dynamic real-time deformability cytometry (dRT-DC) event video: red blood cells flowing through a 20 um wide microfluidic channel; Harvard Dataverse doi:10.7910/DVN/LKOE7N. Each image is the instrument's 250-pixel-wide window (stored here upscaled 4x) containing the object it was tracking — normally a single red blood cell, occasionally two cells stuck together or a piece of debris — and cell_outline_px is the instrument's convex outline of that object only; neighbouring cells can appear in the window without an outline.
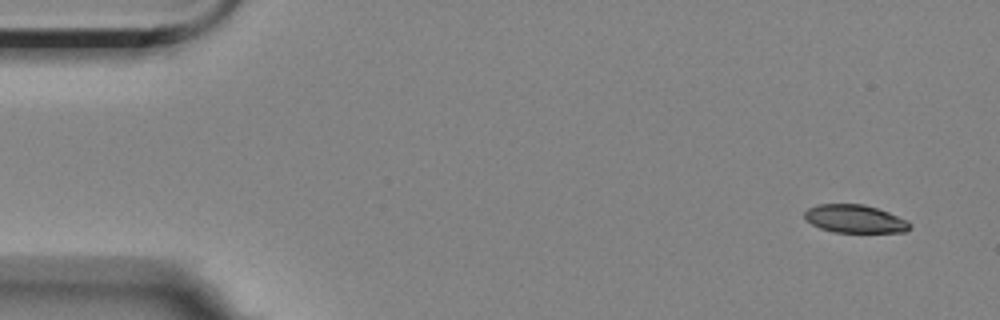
{"species": "Egyptian fruit bat (a non-hibernating species)", "species_latin": "Rousettus aegyptiacus", "temperature_condition": "room temperature", "stored_images_in_passage": 4, "camera_frame_rate_fps": 3000, "um_per_image_px": 0.085, "animal": {"sex": "female"}, "frame": {"image": 1, "passage_image": 1, "time_ms": 0.0, "image_size_px": [1000, 320], "cell_outline_px": [[912, 228], [904, 232], [832, 232], [820, 228], [804, 220], [804, 212], [808, 208], [816, 204], [864, 204], [888, 212], [908, 220], [912, 224]], "centroid_in_image_um": [72.66, 18.6], "position_along_channel_um": 12.3, "area_um2": 17.4}}
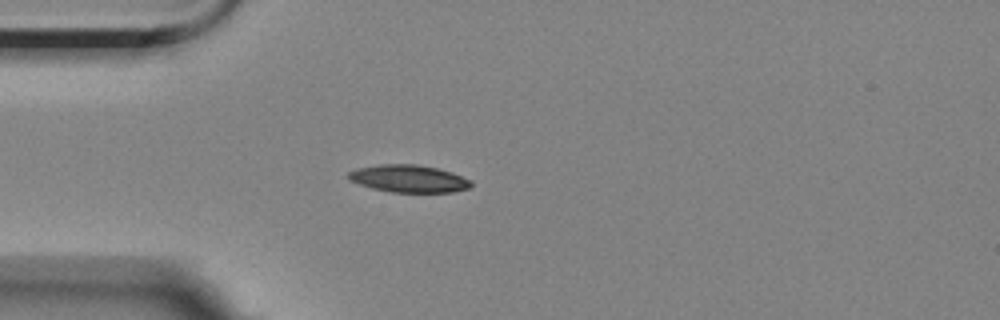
{"frame": {"image": 2, "passage_image": 4, "time_ms": 4.0, "image_size_px": [1000, 320], "cell_outline_px": [[472, 184], [468, 188], [452, 192], [392, 192], [372, 188], [360, 184], [352, 180], [348, 176], [348, 172], [356, 168], [380, 164], [416, 164], [436, 168], [452, 172], [472, 180]], "centroid_in_image_um": [34.76, 15.18], "position_along_channel_um": 50.2, "area_um2": 19.48}}